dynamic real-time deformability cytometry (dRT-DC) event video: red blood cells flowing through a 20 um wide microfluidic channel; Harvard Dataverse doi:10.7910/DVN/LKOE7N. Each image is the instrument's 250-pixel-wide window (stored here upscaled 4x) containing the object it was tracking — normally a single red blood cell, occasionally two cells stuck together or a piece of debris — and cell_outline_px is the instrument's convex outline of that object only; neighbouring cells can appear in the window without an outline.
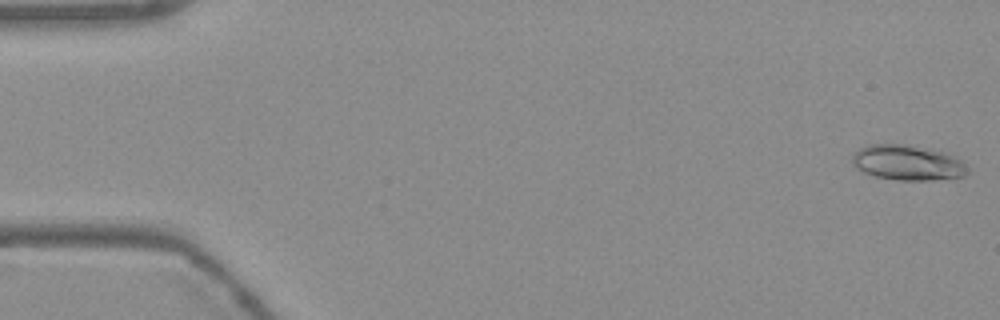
{"species": "Egyptian fruit bat (a non-hibernating species)", "species_latin": "Rousettus aegyptiacus", "temperature_condition": "warm", "stored_images_in_passage": 54, "camera_frame_rate_fps": 3000, "um_per_image_px": 0.085, "frame": {"image": 1, "passage_image": 1, "time_ms": 0.0, "image_size_px": [1000, 320], "cell_outline_px": [[968, 172], [964, 176], [932, 180], [896, 180], [876, 176], [864, 172], [856, 168], [852, 164], [852, 152], [868, 144], [904, 144], [948, 152], [960, 160], [968, 168]], "centroid_in_image_um": [77.12, 13.82], "position_along_channel_um": 7.9, "area_um2": 23.81}}
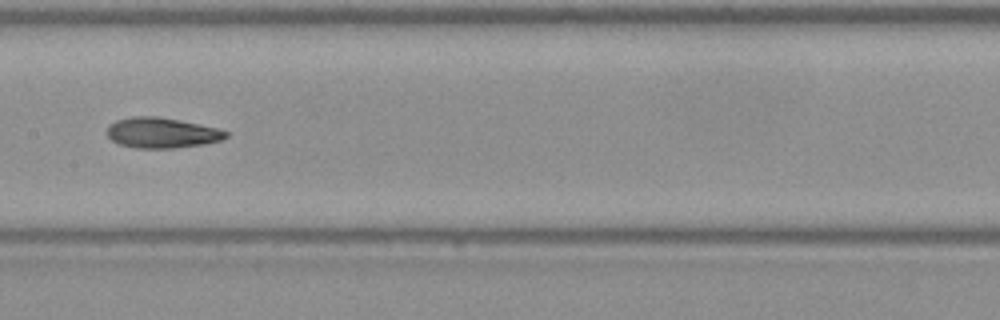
{"frame": {"image": 2, "passage_image": 27, "time_ms": 8.667, "image_size_px": [1000, 320], "cell_outline_px": [[228, 136], [220, 140], [204, 144], [172, 148], [136, 148], [120, 144], [112, 140], [108, 136], [108, 124], [116, 120], [132, 116], [160, 116], [180, 120], [216, 128], [228, 132]], "centroid_in_image_um": [13.73, 11.28], "position_along_channel_um": 193.7, "area_um2": 20.98}}
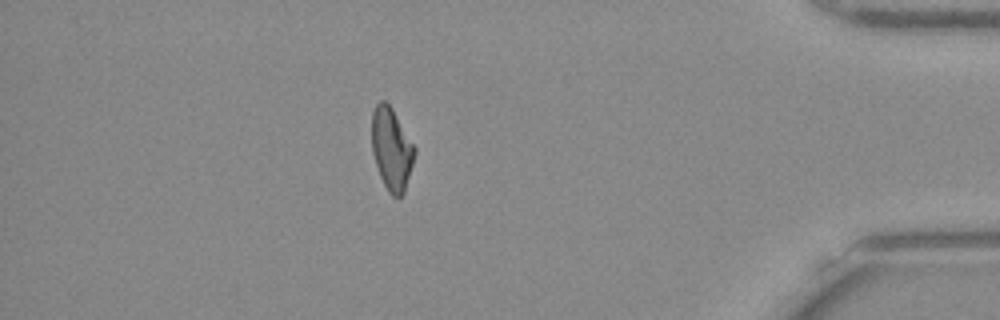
{"frame": {"image": 3, "passage_image": 47, "time_ms": 15.333, "image_size_px": [1000, 320], "cell_outline_px": [[416, 152], [404, 192], [400, 196], [392, 196], [388, 192], [380, 176], [372, 152], [372, 112], [376, 104], [380, 100], [384, 100], [392, 108], [416, 148]], "centroid_in_image_um": [33.28, 12.65], "position_along_channel_um": 401.9, "area_um2": 20.4}, "authors_computed_cell_mechanics": {"area_um2": 21.1837, "velocity_mm_per_s": 3.777, "shape_relaxation_time_tau1_ms": 4.3286, "shape_relaxation_time_tau2_ms": 3.7251, "deformation_change_tau1": 0.1768, "deformation_change_tau2": 0.119}}